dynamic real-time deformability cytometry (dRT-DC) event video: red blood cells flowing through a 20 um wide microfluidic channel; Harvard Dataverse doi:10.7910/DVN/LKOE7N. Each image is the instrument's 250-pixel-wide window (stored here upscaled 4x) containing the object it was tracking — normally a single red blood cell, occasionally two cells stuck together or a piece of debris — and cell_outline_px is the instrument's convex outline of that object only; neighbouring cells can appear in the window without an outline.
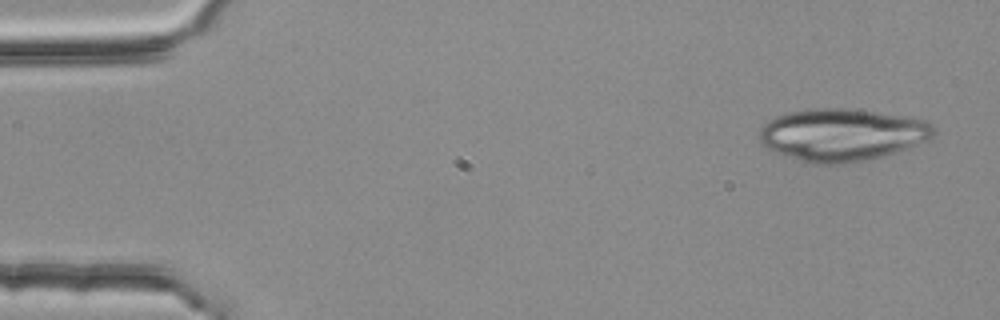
{"species": "common noctule bat (a hibernating species)", "species_latin": "Nyctalus noctula", "temperature_condition": "room temperature", "stored_images_in_passage": 3, "camera_frame_rate_fps": 3000, "um_per_image_px": 0.085, "animal": {"sex": "female", "body_mass_g": 25.1}, "frame": {"image": 1, "passage_image": 1, "time_ms": 0.0, "image_size_px": [1000, 320], "cell_outline_px": [[936, 132], [928, 140], [908, 148], [864, 160], [844, 164], [812, 164], [784, 156], [764, 148], [760, 140], [760, 128], [768, 120], [776, 116], [788, 112], [816, 108], [852, 108], [908, 116], [924, 120]], "centroid_in_image_um": [71.52, 11.45], "position_along_channel_um": 13.5, "area_um2": 53.35}}